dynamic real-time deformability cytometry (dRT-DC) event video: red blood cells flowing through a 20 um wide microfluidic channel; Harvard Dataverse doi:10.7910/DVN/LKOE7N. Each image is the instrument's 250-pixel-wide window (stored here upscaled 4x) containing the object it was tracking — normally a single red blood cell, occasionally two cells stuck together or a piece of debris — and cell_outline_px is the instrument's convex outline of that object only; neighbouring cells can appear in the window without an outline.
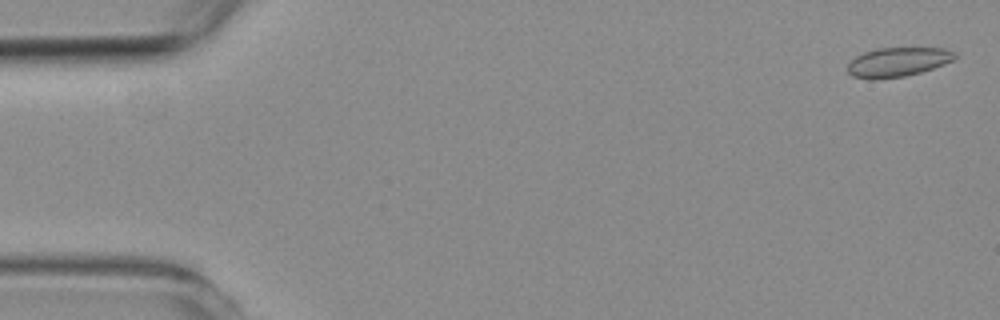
{"species": "common noctule bat (a hibernating species)", "species_latin": "Nyctalus noctula", "temperature_condition": "room temperature", "stored_images_in_passage": 8, "camera_frame_rate_fps": 3000, "um_per_image_px": 0.085, "animal": {"sex": "female", "body_mass_g": 19.3, "forearm_length_mm": 54.1}, "frame": {"image": 1, "passage_image": 2, "time_ms": 0.333, "image_size_px": [1000, 320], "cell_outline_px": [[956, 56], [952, 60], [944, 64], [920, 72], [904, 76], [876, 80], [868, 80], [852, 76], [848, 72], [848, 64], [856, 56], [864, 52], [876, 48], [944, 48], [956, 52]], "centroid_in_image_um": [76.28, 5.28], "position_along_channel_um": 8.7, "area_um2": 18.32}}